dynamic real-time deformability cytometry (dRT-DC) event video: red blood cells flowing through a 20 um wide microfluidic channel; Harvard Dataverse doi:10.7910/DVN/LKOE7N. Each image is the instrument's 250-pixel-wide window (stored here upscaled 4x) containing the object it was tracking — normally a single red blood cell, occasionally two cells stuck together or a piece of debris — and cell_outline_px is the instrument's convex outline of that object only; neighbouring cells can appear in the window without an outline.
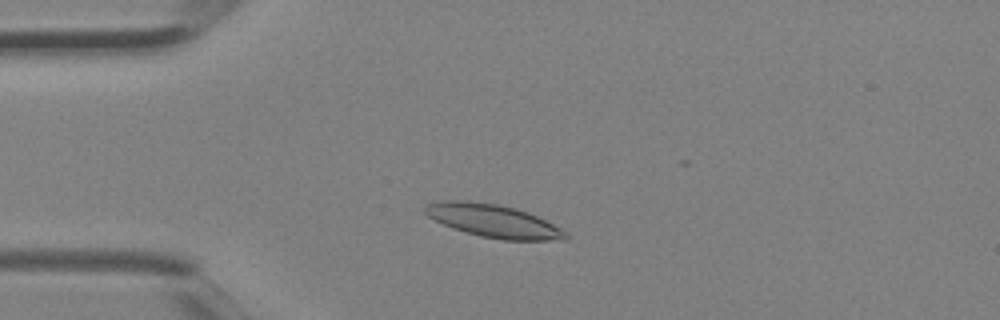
{"species": "Egyptian fruit bat (a non-hibernating species)", "species_latin": "Rousettus aegyptiacus", "temperature_condition": "room temperature", "stored_images_in_passage": 2, "camera_frame_rate_fps": 3000, "um_per_image_px": 0.085, "animal": {"sex": "female"}, "frame": {"image": 1, "passage_image": 2, "time_ms": 0.333, "image_size_px": [1000, 320], "cell_outline_px": [[568, 240], [504, 240], [480, 236], [452, 228], [428, 216], [424, 212], [424, 208], [428, 204], [440, 200], [468, 200], [496, 204], [516, 208], [528, 212], [568, 232]], "centroid_in_image_um": [41.94, 18.77], "position_along_channel_um": 43.1, "area_um2": 26.93}}